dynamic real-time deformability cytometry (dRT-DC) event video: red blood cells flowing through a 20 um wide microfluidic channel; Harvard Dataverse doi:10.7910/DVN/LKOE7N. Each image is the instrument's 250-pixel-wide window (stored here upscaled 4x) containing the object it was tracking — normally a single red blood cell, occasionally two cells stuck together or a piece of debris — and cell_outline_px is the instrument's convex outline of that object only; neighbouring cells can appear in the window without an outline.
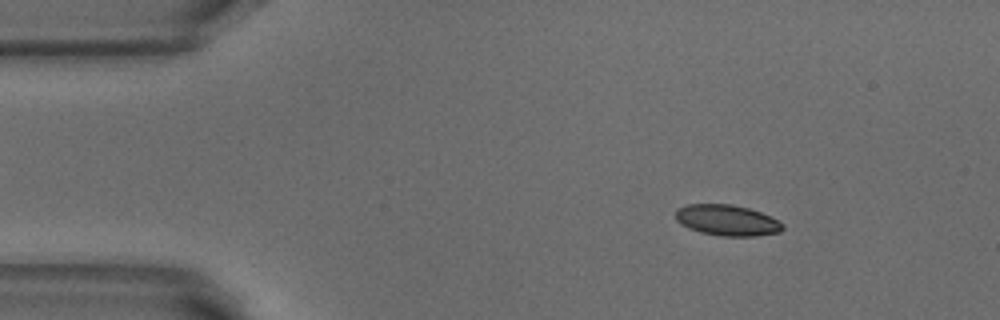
{"species": "common noctule bat (a hibernating species)", "species_latin": "Nyctalus noctula", "temperature_condition": "warm", "stored_images_in_passage": 51, "camera_frame_rate_fps": 3000, "um_per_image_px": 0.085, "animal": {"sex": "male", "body_mass_g": 18.8}, "frame": {"image": 1, "passage_image": 7, "time_ms": 2.0, "image_size_px": [1000, 320], "cell_outline_px": [[784, 228], [780, 232], [756, 236], [720, 236], [700, 232], [688, 228], [680, 224], [676, 220], [676, 208], [688, 204], [732, 204], [748, 208], [760, 212], [784, 224]], "centroid_in_image_um": [61.77, 18.72], "position_along_channel_um": 23.2, "area_um2": 19.31}}
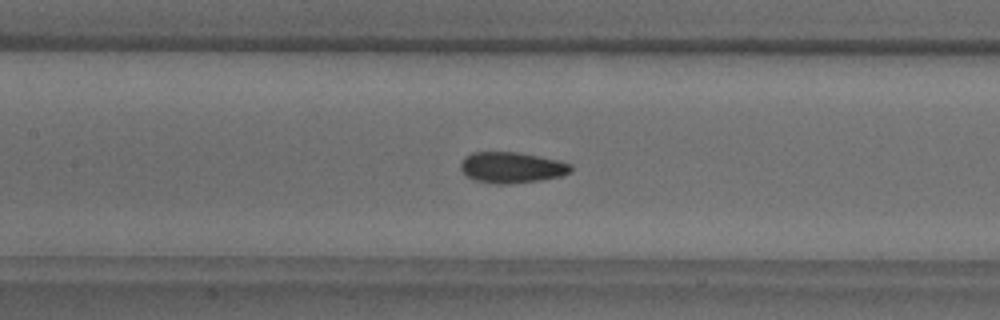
{"frame": {"image": 2, "passage_image": 23, "time_ms": 7.333, "image_size_px": [1000, 320], "cell_outline_px": [[572, 172], [560, 176], [540, 180], [508, 184], [496, 184], [476, 180], [468, 176], [460, 168], [460, 164], [464, 156], [472, 152], [516, 152], [556, 160], [572, 164]], "centroid_in_image_um": [43.48, 14.23], "position_along_channel_um": 163.9, "area_um2": 19.71}}
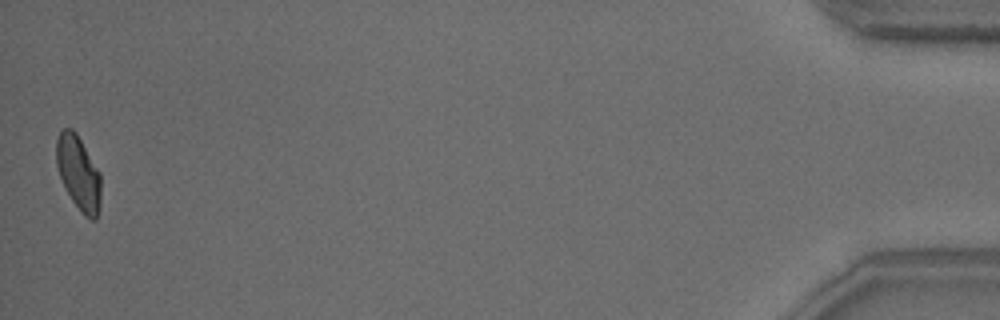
{"frame": {"image": 3, "passage_image": 51, "time_ms": 16.667, "image_size_px": [1000, 320], "cell_outline_px": [[100, 208], [96, 220], [92, 220], [84, 216], [80, 212], [72, 200], [60, 176], [56, 164], [56, 140], [60, 132], [64, 128], [72, 128], [76, 132], [100, 172]], "centroid_in_image_um": [6.68, 14.71], "position_along_channel_um": 428.5, "area_um2": 19.25}, "authors_computed_cell_mechanics": {"area_um2": 19.5942, "velocity_mm_per_s": 3.867, "shape_relaxation_time_tau1_ms": 6.1316, "shape_relaxation_time_tau2_ms": 1.8348, "deformation_change_tau1": 0.151, "deformation_change_tau2": 0.0662}}